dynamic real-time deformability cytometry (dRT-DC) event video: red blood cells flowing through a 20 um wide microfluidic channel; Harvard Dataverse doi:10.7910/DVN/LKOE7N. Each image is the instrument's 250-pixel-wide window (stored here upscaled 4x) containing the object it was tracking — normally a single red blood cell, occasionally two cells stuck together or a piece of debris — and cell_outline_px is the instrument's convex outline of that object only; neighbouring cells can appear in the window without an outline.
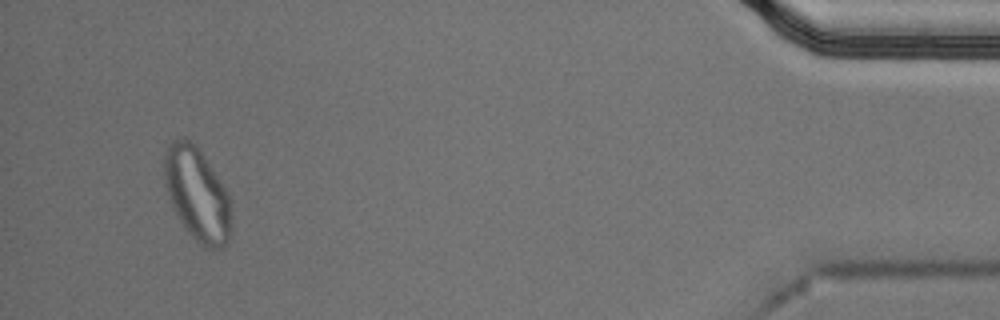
{"species": "Egyptian fruit bat (a non-hibernating species)", "species_latin": "Rousettus aegyptiacus", "temperature_condition": "cold", "stored_images_in_passage": 55, "segment_of_instrument_passage": [2, 2], "camera_frame_rate_fps": 3000, "um_per_image_px": 0.085, "animal": {"sex": "male"}, "frame": {"image": 1, "passage_image": 52, "time_ms": 17.0, "image_size_px": [1000, 320], "cell_outline_px": [[232, 232], [228, 244], [220, 248], [204, 248], [184, 228], [172, 208], [164, 184], [164, 156], [168, 144], [172, 140], [184, 136], [200, 152], [220, 180], [228, 192], [232, 200]], "centroid_in_image_um": [16.78, 16.56], "position_along_channel_um": 418.4, "area_um2": 36.93}}